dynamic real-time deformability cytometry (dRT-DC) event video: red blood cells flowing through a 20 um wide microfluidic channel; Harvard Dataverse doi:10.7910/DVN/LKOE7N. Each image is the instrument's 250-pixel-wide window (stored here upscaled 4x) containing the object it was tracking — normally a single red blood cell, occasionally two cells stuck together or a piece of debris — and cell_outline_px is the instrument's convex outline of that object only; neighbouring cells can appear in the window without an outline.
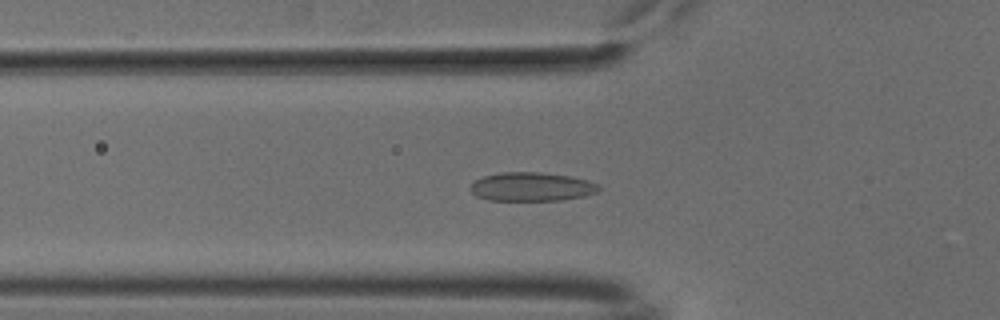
{"species": "common noctule bat (a hibernating species)", "species_latin": "Nyctalus noctula", "temperature_condition": "cold", "stored_images_in_passage": 53, "camera_frame_rate_fps": 3000, "um_per_image_px": 0.085, "animal": {"sex": "male", "body_mass_g": 18.8}, "frame": {"image": 1, "passage_image": 18, "time_ms": 5.667, "image_size_px": [1000, 320], "cell_outline_px": [[600, 188], [596, 192], [584, 196], [560, 200], [488, 200], [476, 196], [468, 188], [476, 180], [484, 176], [500, 172], [536, 172], [568, 176], [588, 180], [600, 184]], "centroid_in_image_um": [45.18, 15.87], "position_along_channel_um": 80.6, "area_um2": 21.44}}
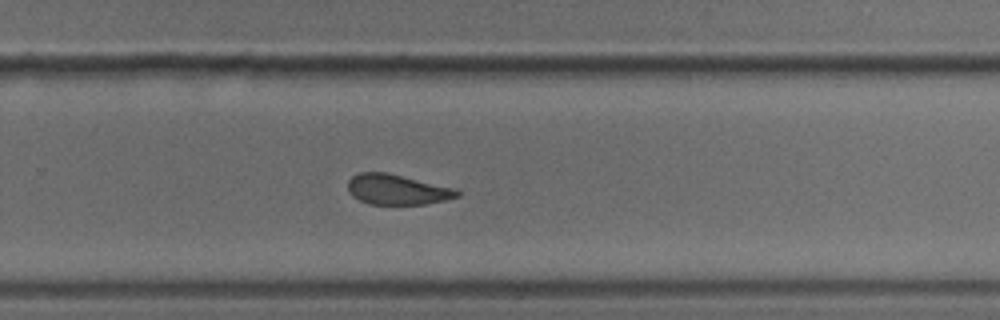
{"frame": {"image": 2, "passage_image": 35, "time_ms": 11.333, "image_size_px": [1000, 320], "cell_outline_px": [[460, 196], [444, 200], [424, 204], [368, 204], [352, 196], [348, 192], [348, 180], [352, 176], [360, 172], [388, 172], [456, 188], [460, 192]], "centroid_in_image_um": [33.75, 16.1], "position_along_channel_um": 296.0, "area_um2": 19.42}}
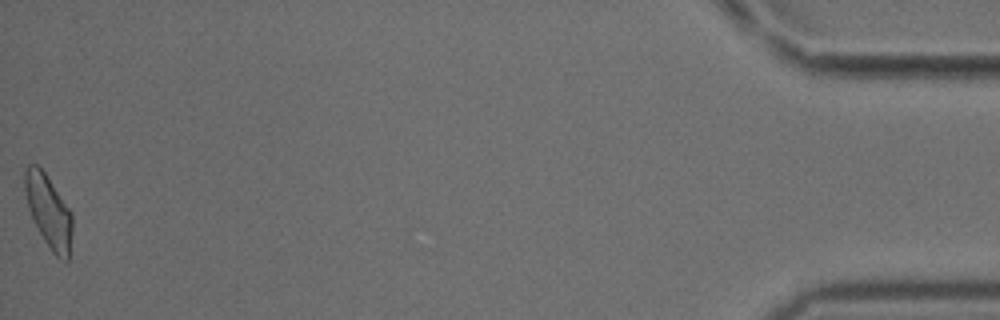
{"frame": {"image": 3, "passage_image": 53, "time_ms": 17.333, "image_size_px": [1000, 320], "cell_outline_px": [[72, 232], [68, 260], [60, 260], [52, 252], [44, 240], [32, 220], [28, 208], [24, 188], [24, 168], [28, 164], [36, 164], [44, 172], [72, 212]], "centroid_in_image_um": [4.12, 17.96], "position_along_channel_um": 431.1, "area_um2": 20.17}, "authors_computed_cell_mechanics": {"area_um2": 20.4612, "velocity_mm_per_s": 3.7898, "shape_relaxation_time_tau1_ms": 7.0307, "shape_relaxation_time_tau2_ms": 1.4092, "deformation_change_tau1": 0.1239, "deformation_change_tau2": 0.0647}}